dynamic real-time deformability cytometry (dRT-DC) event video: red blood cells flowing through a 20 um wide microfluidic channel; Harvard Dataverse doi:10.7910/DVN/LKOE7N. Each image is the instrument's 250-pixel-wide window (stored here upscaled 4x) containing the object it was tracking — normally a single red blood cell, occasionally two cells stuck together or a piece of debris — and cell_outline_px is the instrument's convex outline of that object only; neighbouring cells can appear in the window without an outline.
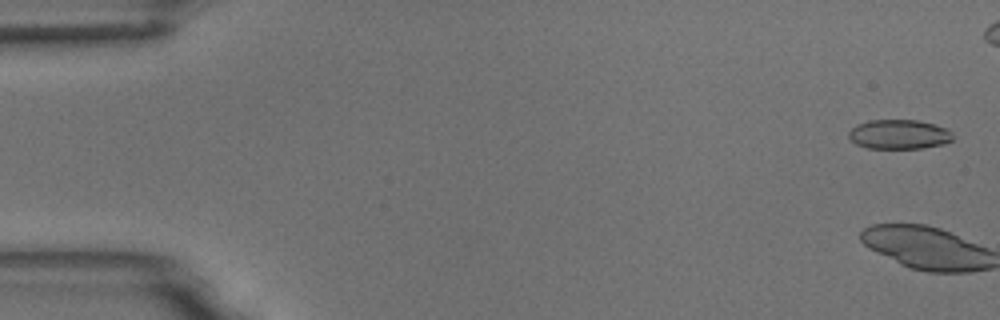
{"species": "common noctule bat (a hibernating species)", "species_latin": "Nyctalus noctula", "temperature_condition": "room temperature", "stored_images_in_passage": 3, "camera_frame_rate_fps": 3000, "um_per_image_px": 0.085, "animal": {"sex": "male", "body_mass_g": 18.8}, "frame": {"image": 1, "passage_image": 1, "time_ms": 0.0, "image_size_px": [1000, 320], "cell_outline_px": [[952, 140], [944, 144], [920, 148], [868, 148], [856, 144], [848, 136], [848, 132], [856, 124], [868, 120], [916, 120], [948, 128], [952, 136]], "centroid_in_image_um": [76.39, 11.41], "position_along_channel_um": 8.6, "area_um2": 17.8}}